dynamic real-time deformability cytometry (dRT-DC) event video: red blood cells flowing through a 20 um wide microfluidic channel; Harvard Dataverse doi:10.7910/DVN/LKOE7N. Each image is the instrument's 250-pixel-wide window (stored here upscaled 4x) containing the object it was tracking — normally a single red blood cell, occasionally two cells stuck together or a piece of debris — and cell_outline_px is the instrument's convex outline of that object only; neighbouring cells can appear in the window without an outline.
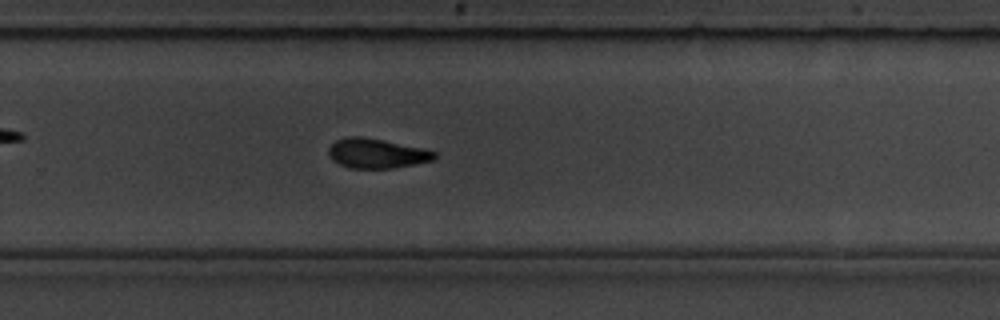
{"species": "common noctule bat (a hibernating species)", "species_latin": "Nyctalus noctula", "temperature_condition": "room temperature", "stored_images_in_passage": 42, "camera_frame_rate_fps": 3000, "um_per_image_px": 0.085, "animal": {"sex": "male", "body_mass_g": 19.5, "forearm_length_mm": 54.6}, "frame": {"image": 1, "passage_image": 24, "time_ms": 7.667, "image_size_px": [1000, 320], "cell_outline_px": [[436, 160], [392, 168], [348, 168], [332, 160], [328, 156], [328, 148], [336, 140], [348, 136], [360, 136], [384, 140], [424, 148], [436, 152]], "centroid_in_image_um": [32.02, 13.03], "position_along_channel_um": 297.8, "area_um2": 18.44}, "authors_computed_cell_mechanics": {"area_um2": 18.7561, "velocity_mm_per_s": 3.8012, "shape_relaxation_time_tau1_ms": 3.613, "shape_relaxation_time_tau2_ms": null, "deformation_change_tau1": 0.1401, "deformation_change_tau2": null}}